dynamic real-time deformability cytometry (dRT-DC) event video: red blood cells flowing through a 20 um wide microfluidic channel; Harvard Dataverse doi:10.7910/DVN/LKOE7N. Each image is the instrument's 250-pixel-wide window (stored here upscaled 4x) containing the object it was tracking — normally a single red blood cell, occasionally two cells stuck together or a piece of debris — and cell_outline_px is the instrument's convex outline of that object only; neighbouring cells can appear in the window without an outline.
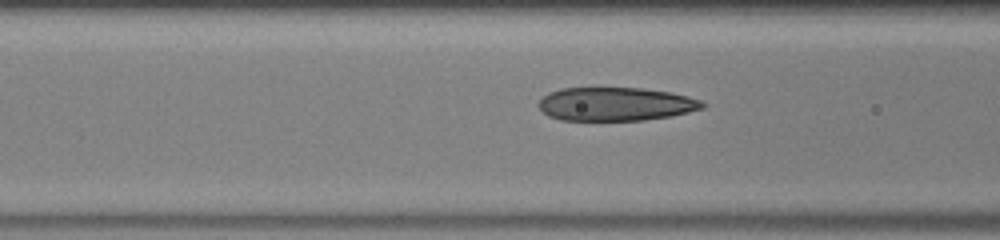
{"species": "human", "species_latin": "Homo sapiens", "temperature_condition": "warm", "stored_images_in_passage": 24, "camera_frame_rate_fps": 3000, "um_per_image_px": 0.085, "donor": {"sex": "male"}, "frame": {"image": 1, "passage_image": 15, "time_ms": 4.667, "image_size_px": [1000, 240], "cell_outline_px": [[708, 104], [704, 108], [672, 116], [644, 120], [560, 120], [548, 116], [536, 104], [548, 92], [560, 88], [644, 88], [672, 92], [688, 96], [700, 100]], "centroid_in_image_um": [52.35, 8.84], "position_along_channel_um": 114.3, "area_um2": 32.25}}
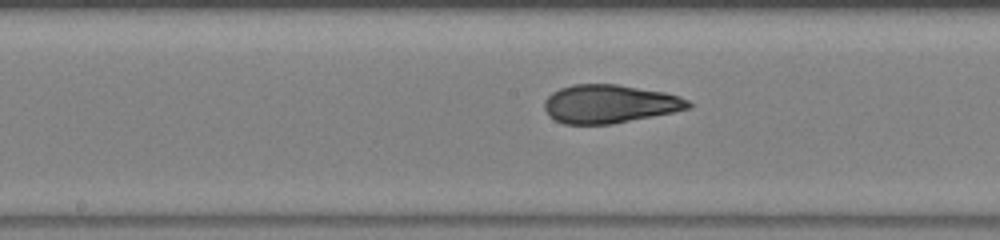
{"frame": {"image": 2, "passage_image": 21, "time_ms": 6.667, "image_size_px": [1000, 240], "cell_outline_px": [[692, 108], [612, 124], [564, 124], [548, 116], [544, 108], [544, 100], [552, 92], [560, 88], [572, 84], [616, 84], [664, 92], [680, 96], [688, 100], [692, 104]], "centroid_in_image_um": [51.79, 8.83], "position_along_channel_um": 196.4, "area_um2": 32.25}}
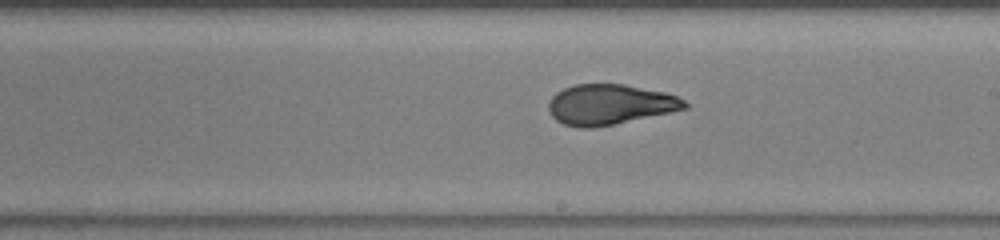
{"frame": {"image": 3, "passage_image": 24, "time_ms": 7.667, "image_size_px": [1000, 240], "cell_outline_px": [[688, 108], [612, 124], [592, 128], [580, 128], [564, 124], [556, 120], [552, 116], [548, 108], [548, 104], [552, 96], [556, 92], [564, 88], [576, 84], [624, 84], [664, 92], [676, 96], [684, 100], [688, 104]], "centroid_in_image_um": [51.8, 8.87], "position_along_channel_um": 237.2, "area_um2": 31.67}}